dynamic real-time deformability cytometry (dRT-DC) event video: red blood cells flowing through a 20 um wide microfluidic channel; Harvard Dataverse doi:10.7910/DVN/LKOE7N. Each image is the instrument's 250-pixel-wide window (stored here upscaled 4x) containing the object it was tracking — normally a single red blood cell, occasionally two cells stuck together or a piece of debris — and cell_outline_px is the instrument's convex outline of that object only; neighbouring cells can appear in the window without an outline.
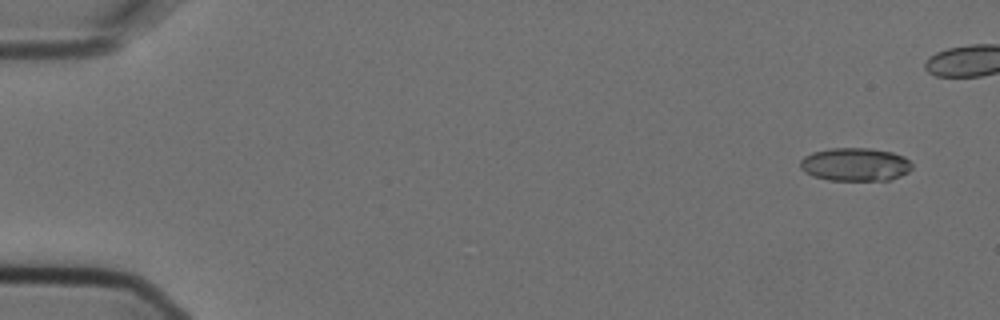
{"species": "Egyptian fruit bat (a non-hibernating species)", "species_latin": "Rousettus aegyptiacus", "temperature_condition": "cold", "stored_images_in_passage": 6, "camera_frame_rate_fps": 3000, "um_per_image_px": 0.085, "animal": {"sex": "female"}, "frame": {"image": 1, "passage_image": 1, "time_ms": 0.0, "image_size_px": [1000, 320], "cell_outline_px": [[912, 168], [908, 172], [900, 176], [888, 180], [828, 180], [812, 176], [804, 172], [800, 168], [800, 160], [804, 156], [812, 152], [832, 148], [868, 148], [892, 152], [904, 156], [912, 164]], "centroid_in_image_um": [72.67, 13.98], "position_along_channel_um": 12.3, "area_um2": 21.73}}
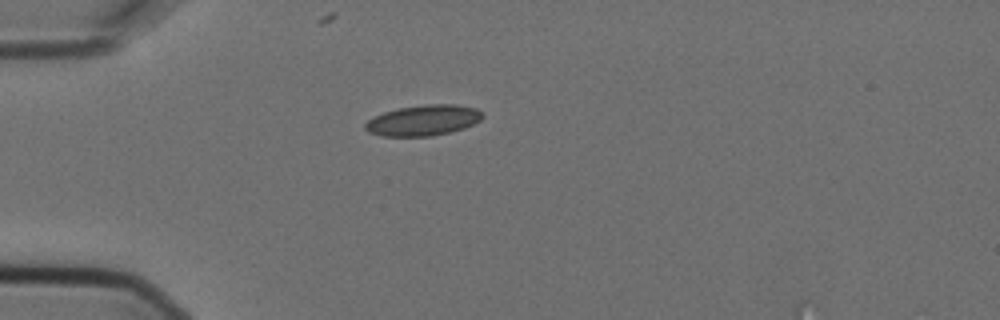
{"frame": {"image": 2, "passage_image": 6, "time_ms": 1.667, "image_size_px": [1000, 320], "cell_outline_px": [[484, 116], [480, 120], [464, 128], [432, 136], [380, 136], [368, 132], [364, 128], [364, 124], [368, 120], [384, 112], [400, 108], [424, 104], [456, 104], [476, 108], [484, 112]], "centroid_in_image_um": [35.99, 10.22], "position_along_channel_um": 49.0, "area_um2": 20.98}}